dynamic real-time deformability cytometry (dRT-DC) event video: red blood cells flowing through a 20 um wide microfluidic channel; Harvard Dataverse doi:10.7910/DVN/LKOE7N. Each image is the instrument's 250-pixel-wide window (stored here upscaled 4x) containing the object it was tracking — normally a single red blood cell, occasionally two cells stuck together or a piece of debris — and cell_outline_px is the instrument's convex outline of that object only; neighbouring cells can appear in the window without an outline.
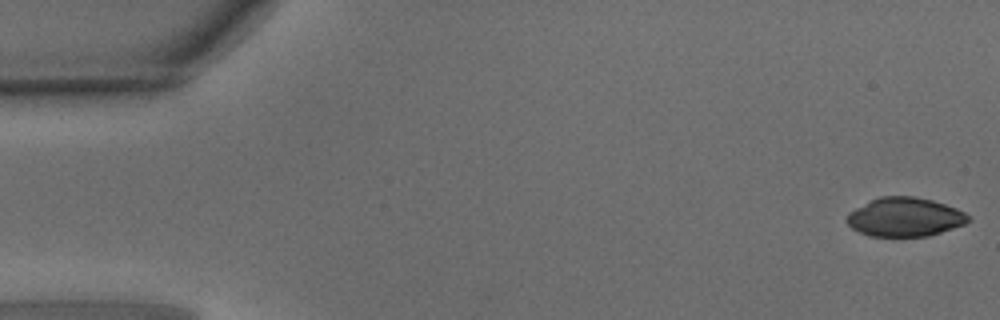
{"species": "common noctule bat (a hibernating species)", "species_latin": "Nyctalus noctula", "temperature_condition": "warm", "stored_images_in_passage": 48, "camera_frame_rate_fps": 3000, "um_per_image_px": 0.085, "animal": {"sex": "male", "body_mass_g": 15.6}, "frame": {"image": 1, "passage_image": 1, "time_ms": 0.0, "image_size_px": [1000, 320], "cell_outline_px": [[972, 220], [964, 224], [928, 236], [868, 236], [852, 228], [844, 220], [848, 212], [880, 196], [912, 196], [932, 200], [956, 208], [964, 212]], "centroid_in_image_um": [76.89, 18.45], "position_along_channel_um": 8.1, "area_um2": 27.4}}
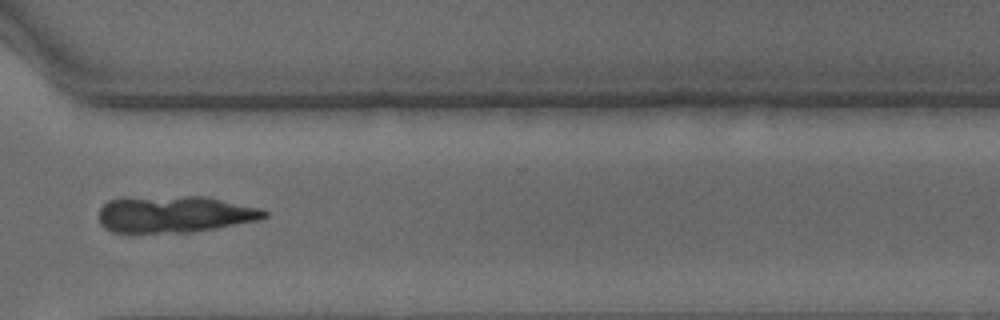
{"frame": {"image": 2, "passage_image": 36, "time_ms": 11.667, "image_size_px": [1000, 320], "cell_outline_px": [[268, 216], [256, 220], [216, 228], [188, 232], [112, 232], [104, 228], [100, 224], [100, 208], [108, 200], [124, 196], [208, 196], [260, 208], [268, 212]], "centroid_in_image_um": [14.8, 18.18], "position_along_channel_um": 355.8, "area_um2": 35.72}}
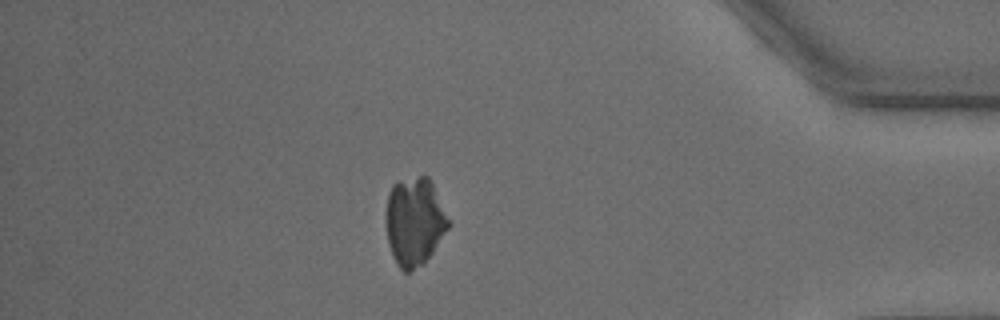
{"frame": {"image": 3, "passage_image": 42, "time_ms": 13.667, "image_size_px": [1000, 320], "cell_outline_px": [[452, 224], [424, 264], [408, 272], [404, 272], [396, 264], [388, 244], [384, 220], [384, 212], [388, 192], [392, 184], [400, 180], [420, 176], [428, 176]], "centroid_in_image_um": [35.2, 18.83], "position_along_channel_um": 400.0, "area_um2": 32.71}}